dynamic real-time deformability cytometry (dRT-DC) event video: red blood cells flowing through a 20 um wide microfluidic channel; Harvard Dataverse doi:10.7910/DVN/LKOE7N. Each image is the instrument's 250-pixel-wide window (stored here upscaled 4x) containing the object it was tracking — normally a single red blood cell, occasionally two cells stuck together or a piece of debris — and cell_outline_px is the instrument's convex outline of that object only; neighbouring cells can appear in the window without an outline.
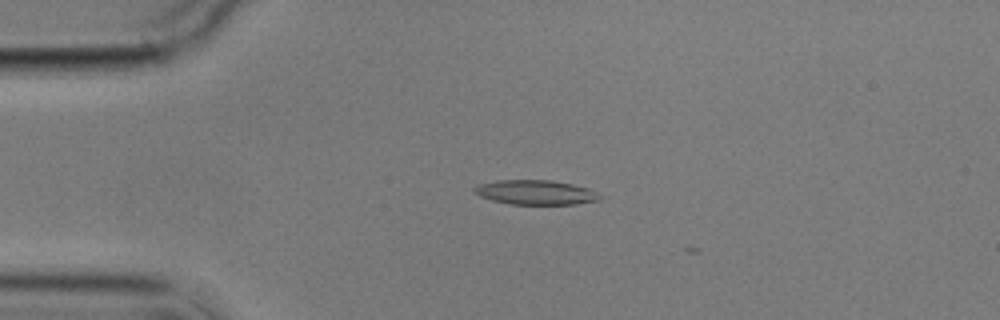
{"species": "common noctule bat (a hibernating species)", "species_latin": "Nyctalus noctula", "temperature_condition": "cold", "stored_images_in_passage": 3, "camera_frame_rate_fps": 3000, "um_per_image_px": 0.085, "animal": {"sex": "male", "body_mass_g": 17.9}, "frame": {"image": 1, "passage_image": 3, "time_ms": 2.333, "image_size_px": [1000, 320], "cell_outline_px": [[600, 200], [576, 204], [508, 204], [492, 200], [480, 196], [472, 188], [476, 184], [496, 180], [552, 180], [572, 184], [588, 188], [596, 192], [600, 196]], "centroid_in_image_um": [45.5, 16.34], "position_along_channel_um": 39.5, "area_um2": 17.98}}